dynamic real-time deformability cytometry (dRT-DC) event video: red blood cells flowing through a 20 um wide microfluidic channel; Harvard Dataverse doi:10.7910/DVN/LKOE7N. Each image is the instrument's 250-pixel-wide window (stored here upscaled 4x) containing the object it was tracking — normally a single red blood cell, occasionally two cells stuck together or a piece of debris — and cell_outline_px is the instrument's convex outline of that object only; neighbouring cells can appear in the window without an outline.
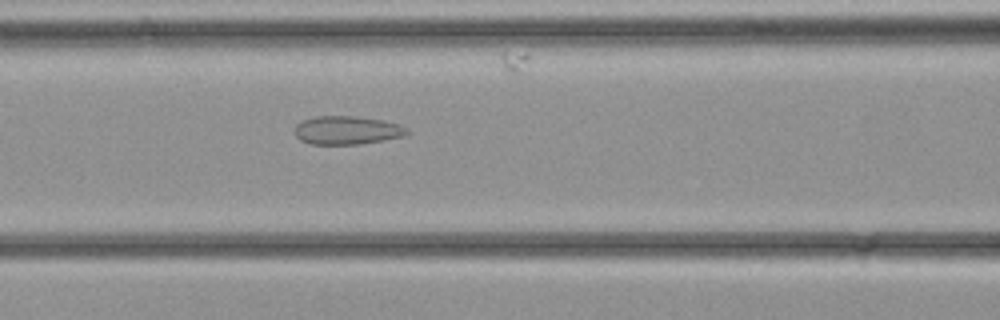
{"species": "common noctule bat (a hibernating species)", "species_latin": "Nyctalus noctula", "temperature_condition": "cold", "stored_images_in_passage": 24, "camera_frame_rate_fps": 3000, "um_per_image_px": 0.085, "animal": {"sex": "female", "body_mass_g": 21.9}, "frame": {"image": 1, "passage_image": 4, "time_ms": 1.0, "image_size_px": [1000, 320], "cell_outline_px": [[408, 132], [404, 136], [384, 140], [360, 144], [308, 144], [300, 140], [292, 132], [292, 128], [300, 120], [316, 116], [352, 116], [384, 120], [400, 124], [408, 128]], "centroid_in_image_um": [29.44, 11.07], "position_along_channel_um": 137.2, "area_um2": 18.96}}
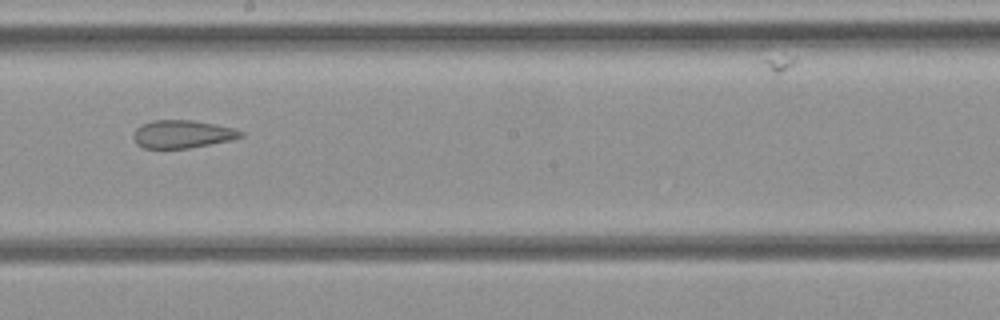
{"frame": {"image": 2, "passage_image": 9, "time_ms": 2.667, "image_size_px": [1000, 320], "cell_outline_px": [[244, 136], [232, 140], [188, 148], [144, 148], [136, 144], [132, 136], [136, 128], [152, 120], [192, 120], [216, 124], [236, 128], [244, 132]], "centroid_in_image_um": [15.53, 11.4], "position_along_channel_um": 232.7, "area_um2": 17.57}}
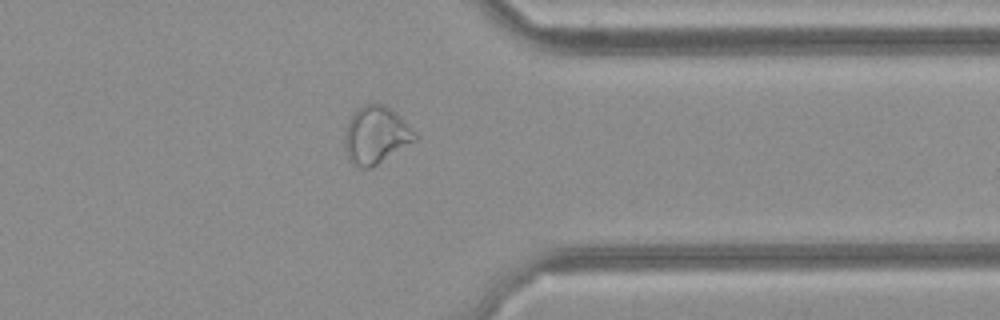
{"frame": {"image": 3, "passage_image": 17, "time_ms": 5.333, "image_size_px": [1000, 320], "cell_outline_px": [[416, 140], [372, 168], [360, 168], [348, 160], [344, 148], [344, 132], [348, 120], [364, 104], [384, 104], [396, 112], [416, 132]], "centroid_in_image_um": [31.93, 11.5], "position_along_channel_um": 379.5, "area_um2": 23.58}}